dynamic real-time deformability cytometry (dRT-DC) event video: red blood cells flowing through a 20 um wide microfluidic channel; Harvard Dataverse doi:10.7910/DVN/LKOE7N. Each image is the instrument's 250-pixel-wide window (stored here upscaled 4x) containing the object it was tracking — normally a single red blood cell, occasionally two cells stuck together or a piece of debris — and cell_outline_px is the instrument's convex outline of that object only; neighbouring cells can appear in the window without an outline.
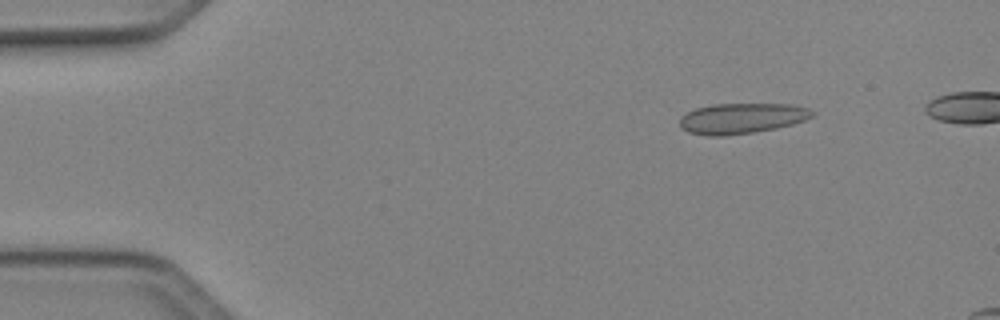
{"species": "Egyptian fruit bat (a non-hibernating species)", "species_latin": "Rousettus aegyptiacus", "temperature_condition": "cold", "stored_images_in_passage": 16, "camera_frame_rate_fps": 3000, "um_per_image_px": 0.085, "animal": {"sex": "female"}, "frame": {"image": 1, "passage_image": 7, "time_ms": 2.0, "image_size_px": [1000, 320], "cell_outline_px": [[816, 112], [812, 116], [804, 120], [792, 124], [776, 128], [752, 132], [724, 136], [708, 136], [688, 132], [680, 128], [680, 116], [696, 108], [712, 104], [792, 104], [808, 108]], "centroid_in_image_um": [63.03, 10.06], "position_along_channel_um": 22.0, "area_um2": 23.58}}